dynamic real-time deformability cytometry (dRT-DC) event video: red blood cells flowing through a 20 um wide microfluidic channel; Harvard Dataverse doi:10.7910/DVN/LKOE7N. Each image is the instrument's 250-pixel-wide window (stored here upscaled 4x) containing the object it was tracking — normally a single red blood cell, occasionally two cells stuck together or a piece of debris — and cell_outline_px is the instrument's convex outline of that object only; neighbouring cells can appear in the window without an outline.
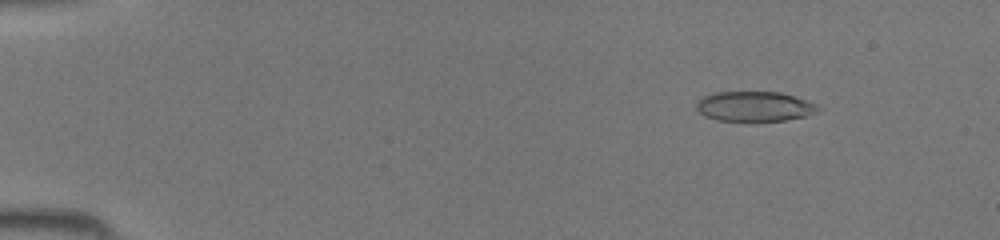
{"species": "common noctule bat (a hibernating species)", "species_latin": "Nyctalus noctula", "temperature_condition": "room temperature", "stored_images_in_passage": 46, "camera_frame_rate_fps": 3000, "um_per_image_px": 0.085, "animal": {"sex": "female", "body_mass_g": 19.5, "forearm_length_mm": 54.1}, "frame": {"image": 1, "passage_image": 6, "time_ms": 1.667, "image_size_px": [1000, 240], "cell_outline_px": [[824, 108], [816, 112], [804, 116], [784, 120], [752, 124], [716, 120], [704, 116], [696, 108], [696, 100], [712, 92], [780, 92], [816, 104]], "centroid_in_image_um": [64.08, 9.09], "position_along_channel_um": 20.9, "area_um2": 22.02}}
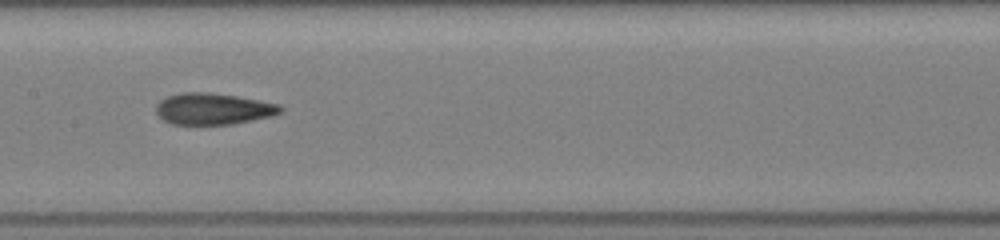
{"frame": {"image": 2, "passage_image": 24, "time_ms": 7.667, "image_size_px": [1000, 240], "cell_outline_px": [[284, 108], [280, 112], [272, 116], [232, 124], [172, 124], [164, 120], [156, 112], [156, 104], [160, 100], [168, 96], [180, 92], [208, 92], [236, 96], [280, 104]], "centroid_in_image_um": [18.12, 9.24], "position_along_channel_um": 189.3, "area_um2": 22.72}}
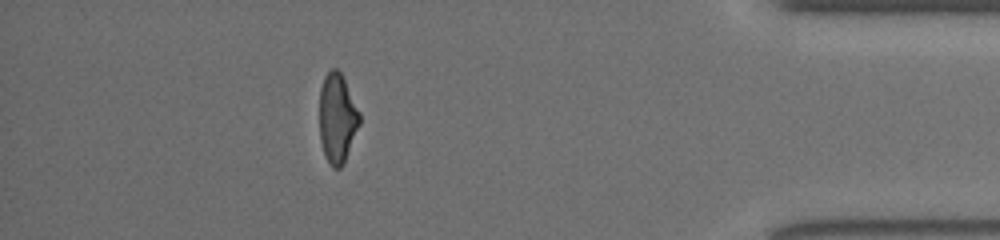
{"frame": {"image": 3, "passage_image": 41, "time_ms": 13.333, "image_size_px": [1000, 240], "cell_outline_px": [[360, 124], [344, 164], [340, 168], [332, 168], [324, 152], [320, 140], [320, 88], [324, 76], [332, 68], [336, 68], [340, 72], [360, 112]], "centroid_in_image_um": [28.67, 10.06], "position_along_channel_um": 406.5, "area_um2": 20.81}}